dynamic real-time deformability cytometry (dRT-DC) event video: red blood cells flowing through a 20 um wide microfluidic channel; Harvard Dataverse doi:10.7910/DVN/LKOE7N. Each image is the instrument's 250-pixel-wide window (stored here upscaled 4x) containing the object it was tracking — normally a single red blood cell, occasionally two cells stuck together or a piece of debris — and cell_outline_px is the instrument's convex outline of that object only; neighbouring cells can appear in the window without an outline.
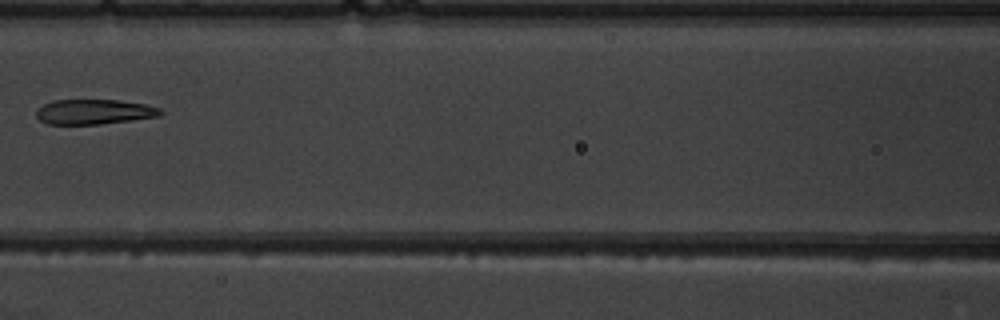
{"species": "common noctule bat (a hibernating species)", "species_latin": "Nyctalus noctula", "temperature_condition": "warm", "stored_images_in_passage": 6, "camera_frame_rate_fps": 3000, "um_per_image_px": 0.085, "animal": {"sex": "male", "body_mass_g": 19.5, "forearm_length_mm": 54.6}, "frame": {"image": 1, "passage_image": 6, "time_ms": 6.667, "image_size_px": [1000, 320], "cell_outline_px": [[164, 112], [160, 116], [132, 120], [100, 124], [48, 124], [40, 120], [36, 116], [36, 108], [52, 100], [120, 100], [144, 104], [160, 108]], "centroid_in_image_um": [7.99, 9.5], "position_along_channel_um": 158.6, "area_um2": 18.15}}